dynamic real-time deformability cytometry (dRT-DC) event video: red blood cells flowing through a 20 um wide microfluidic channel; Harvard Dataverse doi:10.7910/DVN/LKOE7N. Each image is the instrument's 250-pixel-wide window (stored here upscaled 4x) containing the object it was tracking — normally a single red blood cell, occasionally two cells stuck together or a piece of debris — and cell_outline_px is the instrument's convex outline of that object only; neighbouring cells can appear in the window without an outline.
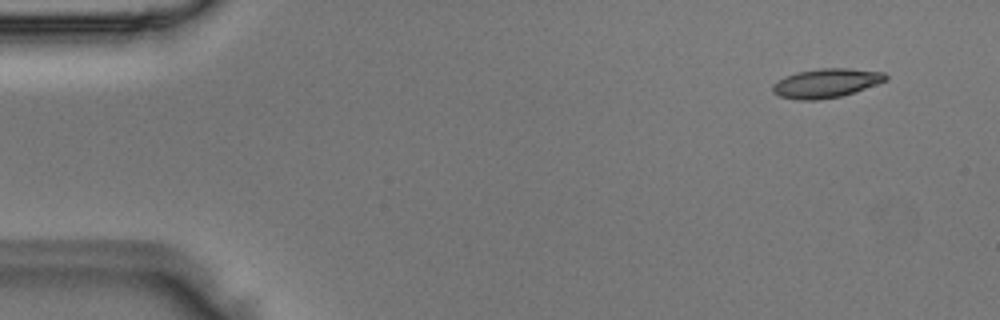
{"species": "Egyptian fruit bat (a non-hibernating species)", "species_latin": "Rousettus aegyptiacus", "temperature_condition": "room temperature", "stored_images_in_passage": 5, "segment_of_instrument_passage": [1, 2], "camera_frame_rate_fps": 3000, "um_per_image_px": 0.085, "animal": {"sex": "male"}, "frame": {"image": 1, "passage_image": 1, "time_ms": 0.0, "image_size_px": [1000, 320], "cell_outline_px": [[888, 80], [840, 96], [816, 100], [796, 100], [780, 96], [772, 92], [772, 84], [784, 76], [796, 72], [820, 68], [848, 68], [884, 72], [888, 76]], "centroid_in_image_um": [70.19, 7.06], "position_along_channel_um": 14.8, "area_um2": 19.13}}